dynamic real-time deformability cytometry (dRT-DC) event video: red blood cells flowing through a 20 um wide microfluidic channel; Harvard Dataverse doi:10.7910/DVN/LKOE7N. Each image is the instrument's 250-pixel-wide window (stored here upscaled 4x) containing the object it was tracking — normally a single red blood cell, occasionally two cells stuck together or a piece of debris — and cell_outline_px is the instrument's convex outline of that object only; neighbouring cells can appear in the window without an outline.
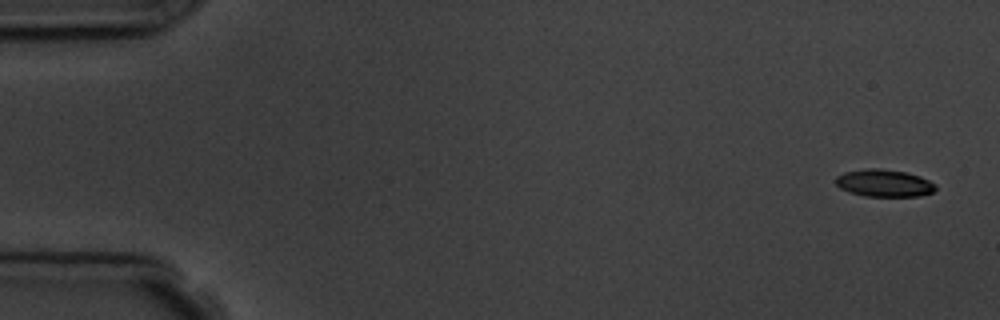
{"species": "common noctule bat (a hibernating species)", "species_latin": "Nyctalus noctula", "temperature_condition": "room temperature", "stored_images_in_passage": 10, "camera_frame_rate_fps": 3000, "um_per_image_px": 0.085, "animal": {"sex": "male", "body_mass_g": 19.5, "forearm_length_mm": 54.6}, "frame": {"image": 1, "passage_image": 1, "time_ms": 0.0, "image_size_px": [1000, 320], "cell_outline_px": [[936, 188], [932, 192], [920, 196], [864, 196], [848, 192], [840, 188], [836, 184], [836, 176], [844, 172], [868, 168], [880, 168], [908, 172], [920, 176], [936, 184]], "centroid_in_image_um": [75.14, 15.56], "position_along_channel_um": 9.9, "area_um2": 16.01}}
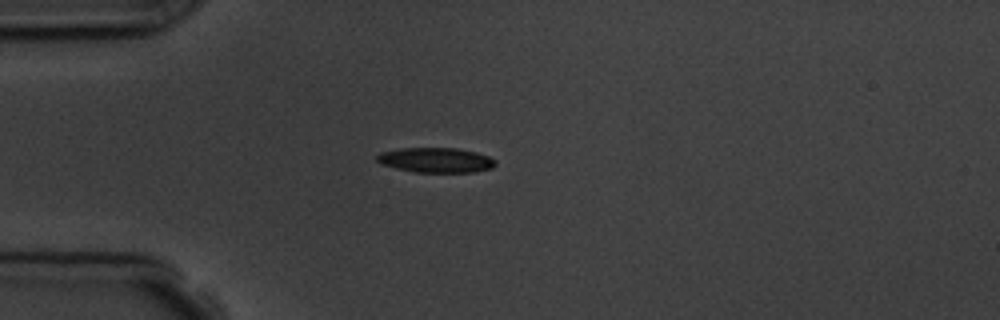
{"frame": {"image": 2, "passage_image": 4, "time_ms": 4.333, "image_size_px": [1000, 320], "cell_outline_px": [[496, 164], [492, 168], [476, 172], [416, 172], [396, 168], [384, 164], [376, 160], [376, 156], [380, 152], [400, 148], [456, 148], [476, 152], [488, 156], [496, 160]], "centroid_in_image_um": [37.07, 13.6], "position_along_channel_um": 47.9, "area_um2": 17.17}}